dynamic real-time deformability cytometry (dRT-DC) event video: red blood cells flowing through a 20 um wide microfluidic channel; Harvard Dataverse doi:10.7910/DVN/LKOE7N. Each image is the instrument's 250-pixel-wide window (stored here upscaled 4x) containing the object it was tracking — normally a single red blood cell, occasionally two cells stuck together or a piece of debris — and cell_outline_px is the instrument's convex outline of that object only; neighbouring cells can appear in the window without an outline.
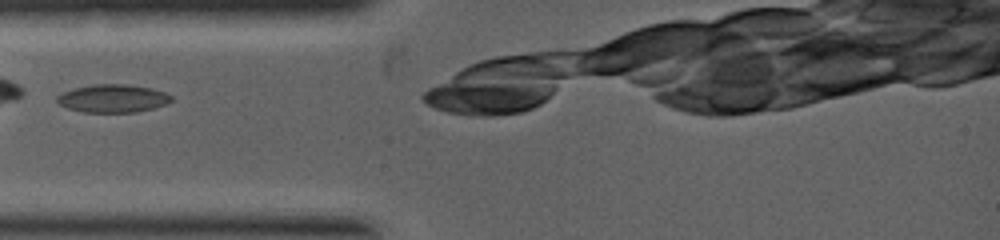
{"species": "common noctule bat (a hibernating species)", "species_latin": "Nyctalus noctula", "temperature_condition": "warm", "stored_images_in_passage": 4, "camera_frame_rate_fps": 5000, "um_per_image_px": 0.085, "animal": {"sex": "female", "body_mass_g": 19.0, "forearm_length_mm": 53.3}, "frame": {"image": 1, "passage_image": 2, "time_ms": 0.4, "image_size_px": [1000, 240], "cell_outline_px": [[172, 100], [164, 104], [152, 108], [136, 112], [84, 112], [68, 108], [60, 104], [56, 100], [56, 96], [64, 92], [76, 88], [92, 84], [128, 84], [152, 88], [164, 92], [172, 96]], "centroid_in_image_um": [9.59, 8.36], "position_along_channel_um": 75.4, "area_um2": 18.5}}